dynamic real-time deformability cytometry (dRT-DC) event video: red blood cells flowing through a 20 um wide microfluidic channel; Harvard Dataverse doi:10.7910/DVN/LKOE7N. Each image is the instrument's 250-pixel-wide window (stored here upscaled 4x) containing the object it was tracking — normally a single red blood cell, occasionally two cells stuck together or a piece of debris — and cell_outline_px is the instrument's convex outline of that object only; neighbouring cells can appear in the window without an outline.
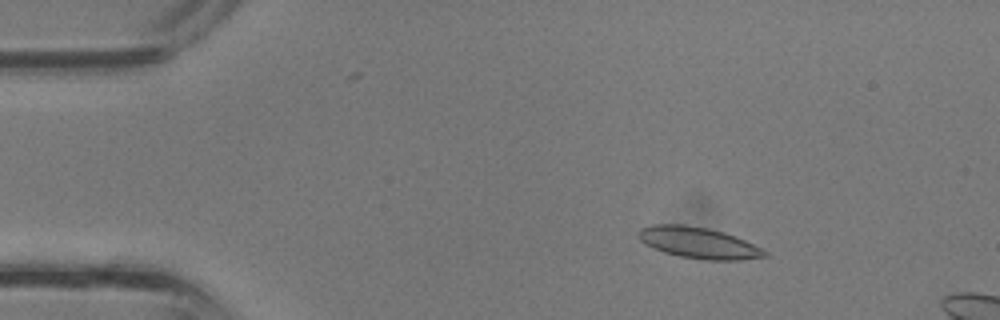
{"species": "common noctule bat (a hibernating species)", "species_latin": "Nyctalus noctula", "temperature_condition": "room temperature", "stored_images_in_passage": 10, "camera_frame_rate_fps": 3000, "um_per_image_px": 0.085, "animal": {"sex": "male", "body_mass_g": 13.3}, "frame": {"image": 1, "passage_image": 5, "time_ms": 1.333, "image_size_px": [1000, 320], "cell_outline_px": [[768, 256], [740, 260], [704, 260], [680, 256], [664, 252], [652, 248], [644, 244], [640, 240], [640, 228], [652, 224], [684, 224], [708, 228], [724, 232], [736, 236], [768, 252]], "centroid_in_image_um": [59.37, 20.63], "position_along_channel_um": 25.6, "area_um2": 22.95}}